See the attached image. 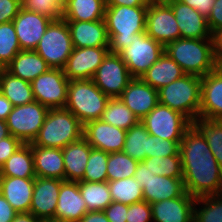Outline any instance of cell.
<instances>
[{
  "label": "cell",
  "mask_w": 222,
  "mask_h": 222,
  "mask_svg": "<svg viewBox=\"0 0 222 222\" xmlns=\"http://www.w3.org/2000/svg\"><path fill=\"white\" fill-rule=\"evenodd\" d=\"M179 153L186 192L194 198L218 194L220 165L193 124L184 132Z\"/></svg>",
  "instance_id": "6da1fadb"
},
{
  "label": "cell",
  "mask_w": 222,
  "mask_h": 222,
  "mask_svg": "<svg viewBox=\"0 0 222 222\" xmlns=\"http://www.w3.org/2000/svg\"><path fill=\"white\" fill-rule=\"evenodd\" d=\"M147 8L106 6L104 21L109 37V53L119 54L145 33Z\"/></svg>",
  "instance_id": "7a4b0ae2"
},
{
  "label": "cell",
  "mask_w": 222,
  "mask_h": 222,
  "mask_svg": "<svg viewBox=\"0 0 222 222\" xmlns=\"http://www.w3.org/2000/svg\"><path fill=\"white\" fill-rule=\"evenodd\" d=\"M164 52L185 74L203 77L214 71L212 39L179 38L168 43Z\"/></svg>",
  "instance_id": "3957f363"
},
{
  "label": "cell",
  "mask_w": 222,
  "mask_h": 222,
  "mask_svg": "<svg viewBox=\"0 0 222 222\" xmlns=\"http://www.w3.org/2000/svg\"><path fill=\"white\" fill-rule=\"evenodd\" d=\"M83 136V125L67 109H49L44 124L31 145L63 149Z\"/></svg>",
  "instance_id": "277c9868"
},
{
  "label": "cell",
  "mask_w": 222,
  "mask_h": 222,
  "mask_svg": "<svg viewBox=\"0 0 222 222\" xmlns=\"http://www.w3.org/2000/svg\"><path fill=\"white\" fill-rule=\"evenodd\" d=\"M158 103L181 112L192 123L199 118L201 77L185 74L158 90Z\"/></svg>",
  "instance_id": "5b68a950"
},
{
  "label": "cell",
  "mask_w": 222,
  "mask_h": 222,
  "mask_svg": "<svg viewBox=\"0 0 222 222\" xmlns=\"http://www.w3.org/2000/svg\"><path fill=\"white\" fill-rule=\"evenodd\" d=\"M109 99L92 79L71 80L64 108L85 125L101 118Z\"/></svg>",
  "instance_id": "8992f818"
},
{
  "label": "cell",
  "mask_w": 222,
  "mask_h": 222,
  "mask_svg": "<svg viewBox=\"0 0 222 222\" xmlns=\"http://www.w3.org/2000/svg\"><path fill=\"white\" fill-rule=\"evenodd\" d=\"M73 48L67 21L59 18L48 25L35 51L50 68L63 69Z\"/></svg>",
  "instance_id": "52a82bcc"
},
{
  "label": "cell",
  "mask_w": 222,
  "mask_h": 222,
  "mask_svg": "<svg viewBox=\"0 0 222 222\" xmlns=\"http://www.w3.org/2000/svg\"><path fill=\"white\" fill-rule=\"evenodd\" d=\"M150 135L160 139L182 140L192 122L181 112L158 103L142 120Z\"/></svg>",
  "instance_id": "ba28073f"
},
{
  "label": "cell",
  "mask_w": 222,
  "mask_h": 222,
  "mask_svg": "<svg viewBox=\"0 0 222 222\" xmlns=\"http://www.w3.org/2000/svg\"><path fill=\"white\" fill-rule=\"evenodd\" d=\"M48 111V107L35 100L28 104L14 106L6 120L10 135L23 144L32 143L44 124Z\"/></svg>",
  "instance_id": "9c48e42d"
},
{
  "label": "cell",
  "mask_w": 222,
  "mask_h": 222,
  "mask_svg": "<svg viewBox=\"0 0 222 222\" xmlns=\"http://www.w3.org/2000/svg\"><path fill=\"white\" fill-rule=\"evenodd\" d=\"M134 179L143 188V198L149 204L182 196L186 190L183 179L153 175L141 161L137 164Z\"/></svg>",
  "instance_id": "30bf717a"
},
{
  "label": "cell",
  "mask_w": 222,
  "mask_h": 222,
  "mask_svg": "<svg viewBox=\"0 0 222 222\" xmlns=\"http://www.w3.org/2000/svg\"><path fill=\"white\" fill-rule=\"evenodd\" d=\"M68 85L63 69L49 68L31 82L34 100L49 109L64 108Z\"/></svg>",
  "instance_id": "8fae6325"
},
{
  "label": "cell",
  "mask_w": 222,
  "mask_h": 222,
  "mask_svg": "<svg viewBox=\"0 0 222 222\" xmlns=\"http://www.w3.org/2000/svg\"><path fill=\"white\" fill-rule=\"evenodd\" d=\"M133 79L117 53H108L92 77L95 85L109 98H119Z\"/></svg>",
  "instance_id": "7c38bea8"
},
{
  "label": "cell",
  "mask_w": 222,
  "mask_h": 222,
  "mask_svg": "<svg viewBox=\"0 0 222 222\" xmlns=\"http://www.w3.org/2000/svg\"><path fill=\"white\" fill-rule=\"evenodd\" d=\"M163 53L164 46L143 33L138 39H134L127 48L123 49L119 55L127 65L130 75L133 78H141Z\"/></svg>",
  "instance_id": "4fadbf2b"
},
{
  "label": "cell",
  "mask_w": 222,
  "mask_h": 222,
  "mask_svg": "<svg viewBox=\"0 0 222 222\" xmlns=\"http://www.w3.org/2000/svg\"><path fill=\"white\" fill-rule=\"evenodd\" d=\"M145 33L164 47L181 38L174 13L164 0H152L148 5Z\"/></svg>",
  "instance_id": "5bb4252c"
},
{
  "label": "cell",
  "mask_w": 222,
  "mask_h": 222,
  "mask_svg": "<svg viewBox=\"0 0 222 222\" xmlns=\"http://www.w3.org/2000/svg\"><path fill=\"white\" fill-rule=\"evenodd\" d=\"M109 53V47H74L63 68L69 81L92 79Z\"/></svg>",
  "instance_id": "9a60e30c"
},
{
  "label": "cell",
  "mask_w": 222,
  "mask_h": 222,
  "mask_svg": "<svg viewBox=\"0 0 222 222\" xmlns=\"http://www.w3.org/2000/svg\"><path fill=\"white\" fill-rule=\"evenodd\" d=\"M127 131L98 120L83 125V137L92 148L104 152H122Z\"/></svg>",
  "instance_id": "2e32d148"
},
{
  "label": "cell",
  "mask_w": 222,
  "mask_h": 222,
  "mask_svg": "<svg viewBox=\"0 0 222 222\" xmlns=\"http://www.w3.org/2000/svg\"><path fill=\"white\" fill-rule=\"evenodd\" d=\"M52 21L45 15L21 8L12 21L21 50H35Z\"/></svg>",
  "instance_id": "e0dca14e"
},
{
  "label": "cell",
  "mask_w": 222,
  "mask_h": 222,
  "mask_svg": "<svg viewBox=\"0 0 222 222\" xmlns=\"http://www.w3.org/2000/svg\"><path fill=\"white\" fill-rule=\"evenodd\" d=\"M63 180L56 178L36 177L30 213L38 219H54L58 196Z\"/></svg>",
  "instance_id": "ac0fdd59"
},
{
  "label": "cell",
  "mask_w": 222,
  "mask_h": 222,
  "mask_svg": "<svg viewBox=\"0 0 222 222\" xmlns=\"http://www.w3.org/2000/svg\"><path fill=\"white\" fill-rule=\"evenodd\" d=\"M172 9L181 38L211 39L207 18L177 0H164Z\"/></svg>",
  "instance_id": "d6986e66"
},
{
  "label": "cell",
  "mask_w": 222,
  "mask_h": 222,
  "mask_svg": "<svg viewBox=\"0 0 222 222\" xmlns=\"http://www.w3.org/2000/svg\"><path fill=\"white\" fill-rule=\"evenodd\" d=\"M196 198L188 192L173 199L152 203L153 222H193Z\"/></svg>",
  "instance_id": "ffe728a7"
},
{
  "label": "cell",
  "mask_w": 222,
  "mask_h": 222,
  "mask_svg": "<svg viewBox=\"0 0 222 222\" xmlns=\"http://www.w3.org/2000/svg\"><path fill=\"white\" fill-rule=\"evenodd\" d=\"M119 98L139 120H142L158 104V90L141 78H133Z\"/></svg>",
  "instance_id": "44dd1931"
},
{
  "label": "cell",
  "mask_w": 222,
  "mask_h": 222,
  "mask_svg": "<svg viewBox=\"0 0 222 222\" xmlns=\"http://www.w3.org/2000/svg\"><path fill=\"white\" fill-rule=\"evenodd\" d=\"M87 212V206L81 196L78 182L64 181L60 187L54 219L79 222Z\"/></svg>",
  "instance_id": "7402d4cb"
},
{
  "label": "cell",
  "mask_w": 222,
  "mask_h": 222,
  "mask_svg": "<svg viewBox=\"0 0 222 222\" xmlns=\"http://www.w3.org/2000/svg\"><path fill=\"white\" fill-rule=\"evenodd\" d=\"M199 118L222 120V76L216 71L201 77Z\"/></svg>",
  "instance_id": "603a6c76"
},
{
  "label": "cell",
  "mask_w": 222,
  "mask_h": 222,
  "mask_svg": "<svg viewBox=\"0 0 222 222\" xmlns=\"http://www.w3.org/2000/svg\"><path fill=\"white\" fill-rule=\"evenodd\" d=\"M73 47H109V37L104 20L67 21Z\"/></svg>",
  "instance_id": "cb8c5ba5"
},
{
  "label": "cell",
  "mask_w": 222,
  "mask_h": 222,
  "mask_svg": "<svg viewBox=\"0 0 222 222\" xmlns=\"http://www.w3.org/2000/svg\"><path fill=\"white\" fill-rule=\"evenodd\" d=\"M35 178L2 176L0 193L17 213L30 212Z\"/></svg>",
  "instance_id": "d4e9b609"
},
{
  "label": "cell",
  "mask_w": 222,
  "mask_h": 222,
  "mask_svg": "<svg viewBox=\"0 0 222 222\" xmlns=\"http://www.w3.org/2000/svg\"><path fill=\"white\" fill-rule=\"evenodd\" d=\"M36 177L65 181L62 149L31 145Z\"/></svg>",
  "instance_id": "484cf974"
},
{
  "label": "cell",
  "mask_w": 222,
  "mask_h": 222,
  "mask_svg": "<svg viewBox=\"0 0 222 222\" xmlns=\"http://www.w3.org/2000/svg\"><path fill=\"white\" fill-rule=\"evenodd\" d=\"M91 149L83 136L62 149L65 181L78 182L83 179Z\"/></svg>",
  "instance_id": "4316f807"
},
{
  "label": "cell",
  "mask_w": 222,
  "mask_h": 222,
  "mask_svg": "<svg viewBox=\"0 0 222 222\" xmlns=\"http://www.w3.org/2000/svg\"><path fill=\"white\" fill-rule=\"evenodd\" d=\"M50 67L35 50H21L5 67L11 75L32 82Z\"/></svg>",
  "instance_id": "83f0119b"
},
{
  "label": "cell",
  "mask_w": 222,
  "mask_h": 222,
  "mask_svg": "<svg viewBox=\"0 0 222 222\" xmlns=\"http://www.w3.org/2000/svg\"><path fill=\"white\" fill-rule=\"evenodd\" d=\"M185 73L182 68L171 59L166 52L141 76V79L159 90L171 82L181 78Z\"/></svg>",
  "instance_id": "f1b7e54d"
},
{
  "label": "cell",
  "mask_w": 222,
  "mask_h": 222,
  "mask_svg": "<svg viewBox=\"0 0 222 222\" xmlns=\"http://www.w3.org/2000/svg\"><path fill=\"white\" fill-rule=\"evenodd\" d=\"M106 0H68L61 12L66 21H97L104 20Z\"/></svg>",
  "instance_id": "f546056e"
},
{
  "label": "cell",
  "mask_w": 222,
  "mask_h": 222,
  "mask_svg": "<svg viewBox=\"0 0 222 222\" xmlns=\"http://www.w3.org/2000/svg\"><path fill=\"white\" fill-rule=\"evenodd\" d=\"M2 176L36 178L31 144H22L1 167Z\"/></svg>",
  "instance_id": "4dcf8cb0"
},
{
  "label": "cell",
  "mask_w": 222,
  "mask_h": 222,
  "mask_svg": "<svg viewBox=\"0 0 222 222\" xmlns=\"http://www.w3.org/2000/svg\"><path fill=\"white\" fill-rule=\"evenodd\" d=\"M0 92L13 106L24 105L34 101L31 83L11 75L6 70L0 75Z\"/></svg>",
  "instance_id": "1f68e13d"
},
{
  "label": "cell",
  "mask_w": 222,
  "mask_h": 222,
  "mask_svg": "<svg viewBox=\"0 0 222 222\" xmlns=\"http://www.w3.org/2000/svg\"><path fill=\"white\" fill-rule=\"evenodd\" d=\"M81 196L87 211H104L112 202L108 182L78 181Z\"/></svg>",
  "instance_id": "d6a6232c"
},
{
  "label": "cell",
  "mask_w": 222,
  "mask_h": 222,
  "mask_svg": "<svg viewBox=\"0 0 222 222\" xmlns=\"http://www.w3.org/2000/svg\"><path fill=\"white\" fill-rule=\"evenodd\" d=\"M100 120L126 131L140 121L120 98L108 100Z\"/></svg>",
  "instance_id": "836d02e7"
},
{
  "label": "cell",
  "mask_w": 222,
  "mask_h": 222,
  "mask_svg": "<svg viewBox=\"0 0 222 222\" xmlns=\"http://www.w3.org/2000/svg\"><path fill=\"white\" fill-rule=\"evenodd\" d=\"M149 133L139 121L135 126L127 130L122 152L138 162L148 157Z\"/></svg>",
  "instance_id": "e575fe53"
},
{
  "label": "cell",
  "mask_w": 222,
  "mask_h": 222,
  "mask_svg": "<svg viewBox=\"0 0 222 222\" xmlns=\"http://www.w3.org/2000/svg\"><path fill=\"white\" fill-rule=\"evenodd\" d=\"M107 182L114 202L131 205L144 201L143 188L134 177Z\"/></svg>",
  "instance_id": "d590c367"
},
{
  "label": "cell",
  "mask_w": 222,
  "mask_h": 222,
  "mask_svg": "<svg viewBox=\"0 0 222 222\" xmlns=\"http://www.w3.org/2000/svg\"><path fill=\"white\" fill-rule=\"evenodd\" d=\"M205 137L218 164L222 165V120L198 118L192 123Z\"/></svg>",
  "instance_id": "8d00e7d4"
},
{
  "label": "cell",
  "mask_w": 222,
  "mask_h": 222,
  "mask_svg": "<svg viewBox=\"0 0 222 222\" xmlns=\"http://www.w3.org/2000/svg\"><path fill=\"white\" fill-rule=\"evenodd\" d=\"M193 222H222V196L216 194L196 198Z\"/></svg>",
  "instance_id": "74e56055"
},
{
  "label": "cell",
  "mask_w": 222,
  "mask_h": 222,
  "mask_svg": "<svg viewBox=\"0 0 222 222\" xmlns=\"http://www.w3.org/2000/svg\"><path fill=\"white\" fill-rule=\"evenodd\" d=\"M138 161L124 152L109 153L107 161L108 181L134 177Z\"/></svg>",
  "instance_id": "f35d334b"
},
{
  "label": "cell",
  "mask_w": 222,
  "mask_h": 222,
  "mask_svg": "<svg viewBox=\"0 0 222 222\" xmlns=\"http://www.w3.org/2000/svg\"><path fill=\"white\" fill-rule=\"evenodd\" d=\"M153 175L183 179L180 155L147 157L142 161Z\"/></svg>",
  "instance_id": "ab89813d"
},
{
  "label": "cell",
  "mask_w": 222,
  "mask_h": 222,
  "mask_svg": "<svg viewBox=\"0 0 222 222\" xmlns=\"http://www.w3.org/2000/svg\"><path fill=\"white\" fill-rule=\"evenodd\" d=\"M109 153L103 150L92 148L86 165L83 179L85 182H106L107 176V161Z\"/></svg>",
  "instance_id": "60d3db41"
},
{
  "label": "cell",
  "mask_w": 222,
  "mask_h": 222,
  "mask_svg": "<svg viewBox=\"0 0 222 222\" xmlns=\"http://www.w3.org/2000/svg\"><path fill=\"white\" fill-rule=\"evenodd\" d=\"M21 51L13 22L0 24V62L6 67Z\"/></svg>",
  "instance_id": "b9f144b4"
},
{
  "label": "cell",
  "mask_w": 222,
  "mask_h": 222,
  "mask_svg": "<svg viewBox=\"0 0 222 222\" xmlns=\"http://www.w3.org/2000/svg\"><path fill=\"white\" fill-rule=\"evenodd\" d=\"M181 140H167L149 134L148 157L180 155Z\"/></svg>",
  "instance_id": "7bdbcfd3"
},
{
  "label": "cell",
  "mask_w": 222,
  "mask_h": 222,
  "mask_svg": "<svg viewBox=\"0 0 222 222\" xmlns=\"http://www.w3.org/2000/svg\"><path fill=\"white\" fill-rule=\"evenodd\" d=\"M26 11L45 15L52 20L61 18V11L50 0H21Z\"/></svg>",
  "instance_id": "ee69618b"
},
{
  "label": "cell",
  "mask_w": 222,
  "mask_h": 222,
  "mask_svg": "<svg viewBox=\"0 0 222 222\" xmlns=\"http://www.w3.org/2000/svg\"><path fill=\"white\" fill-rule=\"evenodd\" d=\"M126 222H153L150 204L141 201L129 205Z\"/></svg>",
  "instance_id": "f6af8a7d"
},
{
  "label": "cell",
  "mask_w": 222,
  "mask_h": 222,
  "mask_svg": "<svg viewBox=\"0 0 222 222\" xmlns=\"http://www.w3.org/2000/svg\"><path fill=\"white\" fill-rule=\"evenodd\" d=\"M21 8V0H0V24L12 22Z\"/></svg>",
  "instance_id": "bcb514c9"
},
{
  "label": "cell",
  "mask_w": 222,
  "mask_h": 222,
  "mask_svg": "<svg viewBox=\"0 0 222 222\" xmlns=\"http://www.w3.org/2000/svg\"><path fill=\"white\" fill-rule=\"evenodd\" d=\"M23 143L16 137L10 135L0 140V166L2 167L6 160L22 145Z\"/></svg>",
  "instance_id": "7dc6e473"
},
{
  "label": "cell",
  "mask_w": 222,
  "mask_h": 222,
  "mask_svg": "<svg viewBox=\"0 0 222 222\" xmlns=\"http://www.w3.org/2000/svg\"><path fill=\"white\" fill-rule=\"evenodd\" d=\"M129 205L112 202L103 212L110 222H126Z\"/></svg>",
  "instance_id": "c3c4849f"
},
{
  "label": "cell",
  "mask_w": 222,
  "mask_h": 222,
  "mask_svg": "<svg viewBox=\"0 0 222 222\" xmlns=\"http://www.w3.org/2000/svg\"><path fill=\"white\" fill-rule=\"evenodd\" d=\"M207 22L211 33L222 28V0H215L212 11L207 18Z\"/></svg>",
  "instance_id": "681fc988"
},
{
  "label": "cell",
  "mask_w": 222,
  "mask_h": 222,
  "mask_svg": "<svg viewBox=\"0 0 222 222\" xmlns=\"http://www.w3.org/2000/svg\"><path fill=\"white\" fill-rule=\"evenodd\" d=\"M181 3H184L192 8H194L201 15L208 18L209 14L212 11V6L215 3V0H177Z\"/></svg>",
  "instance_id": "f907efd6"
},
{
  "label": "cell",
  "mask_w": 222,
  "mask_h": 222,
  "mask_svg": "<svg viewBox=\"0 0 222 222\" xmlns=\"http://www.w3.org/2000/svg\"><path fill=\"white\" fill-rule=\"evenodd\" d=\"M17 212L0 193V222H12Z\"/></svg>",
  "instance_id": "816d5d0a"
},
{
  "label": "cell",
  "mask_w": 222,
  "mask_h": 222,
  "mask_svg": "<svg viewBox=\"0 0 222 222\" xmlns=\"http://www.w3.org/2000/svg\"><path fill=\"white\" fill-rule=\"evenodd\" d=\"M152 0H106V6L148 7Z\"/></svg>",
  "instance_id": "f5cc1de1"
},
{
  "label": "cell",
  "mask_w": 222,
  "mask_h": 222,
  "mask_svg": "<svg viewBox=\"0 0 222 222\" xmlns=\"http://www.w3.org/2000/svg\"><path fill=\"white\" fill-rule=\"evenodd\" d=\"M213 56L222 57V28L211 33Z\"/></svg>",
  "instance_id": "db71d44e"
},
{
  "label": "cell",
  "mask_w": 222,
  "mask_h": 222,
  "mask_svg": "<svg viewBox=\"0 0 222 222\" xmlns=\"http://www.w3.org/2000/svg\"><path fill=\"white\" fill-rule=\"evenodd\" d=\"M79 222H110L103 211L87 212Z\"/></svg>",
  "instance_id": "11a10c76"
},
{
  "label": "cell",
  "mask_w": 222,
  "mask_h": 222,
  "mask_svg": "<svg viewBox=\"0 0 222 222\" xmlns=\"http://www.w3.org/2000/svg\"><path fill=\"white\" fill-rule=\"evenodd\" d=\"M13 107L12 103L0 92V120L6 121Z\"/></svg>",
  "instance_id": "9f6ffc18"
},
{
  "label": "cell",
  "mask_w": 222,
  "mask_h": 222,
  "mask_svg": "<svg viewBox=\"0 0 222 222\" xmlns=\"http://www.w3.org/2000/svg\"><path fill=\"white\" fill-rule=\"evenodd\" d=\"M12 222H42L30 212L28 213H17Z\"/></svg>",
  "instance_id": "6f0895ef"
},
{
  "label": "cell",
  "mask_w": 222,
  "mask_h": 222,
  "mask_svg": "<svg viewBox=\"0 0 222 222\" xmlns=\"http://www.w3.org/2000/svg\"><path fill=\"white\" fill-rule=\"evenodd\" d=\"M10 136L6 121L0 120V140Z\"/></svg>",
  "instance_id": "680465c9"
},
{
  "label": "cell",
  "mask_w": 222,
  "mask_h": 222,
  "mask_svg": "<svg viewBox=\"0 0 222 222\" xmlns=\"http://www.w3.org/2000/svg\"><path fill=\"white\" fill-rule=\"evenodd\" d=\"M214 71L222 76V57H214Z\"/></svg>",
  "instance_id": "91938a15"
},
{
  "label": "cell",
  "mask_w": 222,
  "mask_h": 222,
  "mask_svg": "<svg viewBox=\"0 0 222 222\" xmlns=\"http://www.w3.org/2000/svg\"><path fill=\"white\" fill-rule=\"evenodd\" d=\"M61 12L66 7L68 0H50Z\"/></svg>",
  "instance_id": "94428289"
},
{
  "label": "cell",
  "mask_w": 222,
  "mask_h": 222,
  "mask_svg": "<svg viewBox=\"0 0 222 222\" xmlns=\"http://www.w3.org/2000/svg\"><path fill=\"white\" fill-rule=\"evenodd\" d=\"M219 172H220V174H219V190H218V194L222 196V165L220 166Z\"/></svg>",
  "instance_id": "6125c7cd"
},
{
  "label": "cell",
  "mask_w": 222,
  "mask_h": 222,
  "mask_svg": "<svg viewBox=\"0 0 222 222\" xmlns=\"http://www.w3.org/2000/svg\"><path fill=\"white\" fill-rule=\"evenodd\" d=\"M42 222H67V221H61L57 219H48V220H43Z\"/></svg>",
  "instance_id": "be15d7a7"
},
{
  "label": "cell",
  "mask_w": 222,
  "mask_h": 222,
  "mask_svg": "<svg viewBox=\"0 0 222 222\" xmlns=\"http://www.w3.org/2000/svg\"><path fill=\"white\" fill-rule=\"evenodd\" d=\"M5 70V67L2 65V63L0 62V75L2 74V72Z\"/></svg>",
  "instance_id": "e7e4bbea"
},
{
  "label": "cell",
  "mask_w": 222,
  "mask_h": 222,
  "mask_svg": "<svg viewBox=\"0 0 222 222\" xmlns=\"http://www.w3.org/2000/svg\"><path fill=\"white\" fill-rule=\"evenodd\" d=\"M2 178V170H1V166H0V179Z\"/></svg>",
  "instance_id": "03108f58"
}]
</instances>
